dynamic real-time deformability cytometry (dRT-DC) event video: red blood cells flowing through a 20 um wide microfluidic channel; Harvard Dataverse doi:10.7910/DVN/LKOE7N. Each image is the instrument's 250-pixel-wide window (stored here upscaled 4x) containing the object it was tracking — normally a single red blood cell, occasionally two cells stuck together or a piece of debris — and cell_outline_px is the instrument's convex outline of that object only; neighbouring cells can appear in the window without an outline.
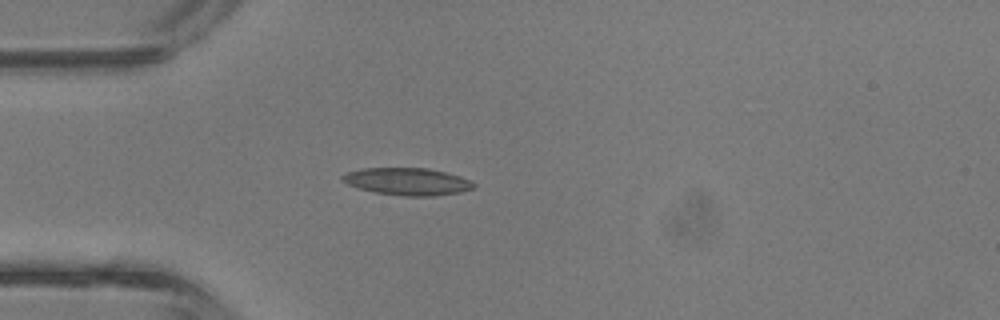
{"species": "common noctule bat (a hibernating species)", "species_latin": "Nyctalus noctula", "temperature_condition": "room temperature", "stored_images_in_passage": 2, "camera_frame_rate_fps": 3000, "um_per_image_px": 0.085, "animal": {"sex": "male", "body_mass_g": 13.3}, "frame": {"image": 1, "passage_image": 2, "time_ms": 0.333, "image_size_px": [1000, 320], "cell_outline_px": [[476, 188], [460, 192], [436, 196], [404, 196], [376, 192], [356, 188], [340, 180], [340, 176], [348, 172], [360, 168], [428, 168], [460, 176], [476, 184]], "centroid_in_image_um": [34.61, 15.43], "position_along_channel_um": 50.4, "area_um2": 20.98}}